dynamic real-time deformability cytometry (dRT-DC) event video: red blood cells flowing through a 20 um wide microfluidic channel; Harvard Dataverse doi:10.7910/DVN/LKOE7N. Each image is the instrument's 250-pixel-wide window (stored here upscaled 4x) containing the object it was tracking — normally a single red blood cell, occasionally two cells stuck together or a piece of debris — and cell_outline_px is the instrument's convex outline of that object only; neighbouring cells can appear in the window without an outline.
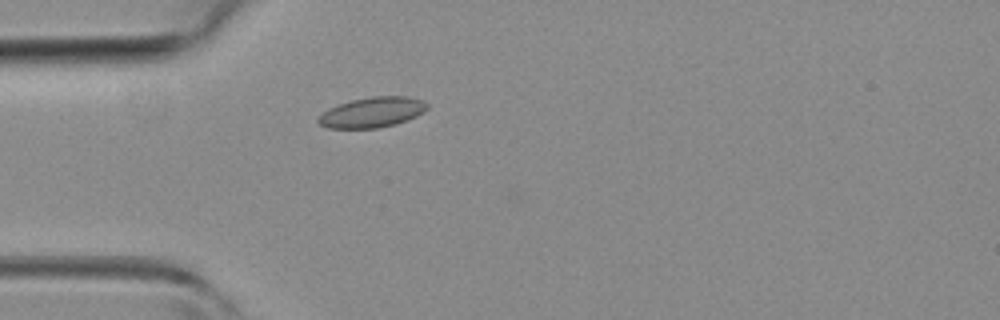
{"species": "common noctule bat (a hibernating species)", "species_latin": "Nyctalus noctula", "temperature_condition": "room temperature", "stored_images_in_passage": 32, "camera_frame_rate_fps": 3000, "um_per_image_px": 0.085, "animal": {"sex": "female", "body_mass_g": 19.3, "forearm_length_mm": 54.1}, "frame": {"image": 1, "passage_image": 8, "time_ms": 2.333, "image_size_px": [1000, 320], "cell_outline_px": [[428, 108], [424, 112], [408, 120], [396, 124], [376, 128], [328, 128], [320, 124], [316, 120], [316, 116], [328, 108], [352, 100], [372, 96], [408, 96], [424, 100], [428, 104]], "centroid_in_image_um": [31.64, 9.54], "position_along_channel_um": 53.4, "area_um2": 19.42}}
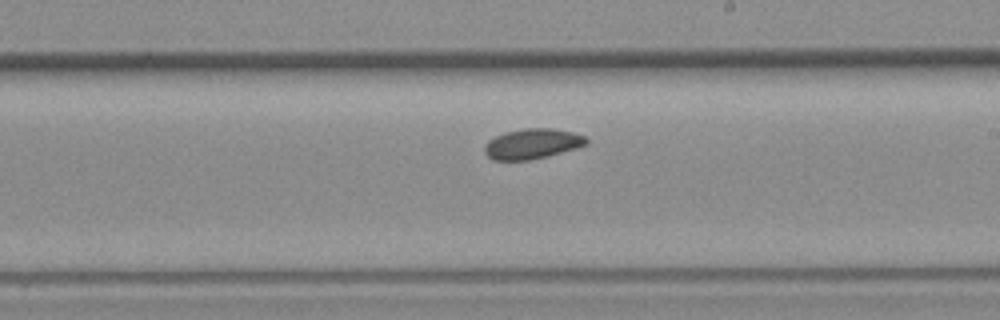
{"frame": {"image": 2, "passage_image": 21, "time_ms": 6.667, "image_size_px": [1000, 320], "cell_outline_px": [[588, 144], [576, 148], [548, 156], [528, 160], [492, 160], [484, 152], [484, 148], [488, 140], [496, 136], [508, 132], [524, 128], [552, 128], [572, 132], [584, 136], [588, 140]], "centroid_in_image_um": [45.25, 12.23], "position_along_channel_um": 243.8, "area_um2": 17.8}}
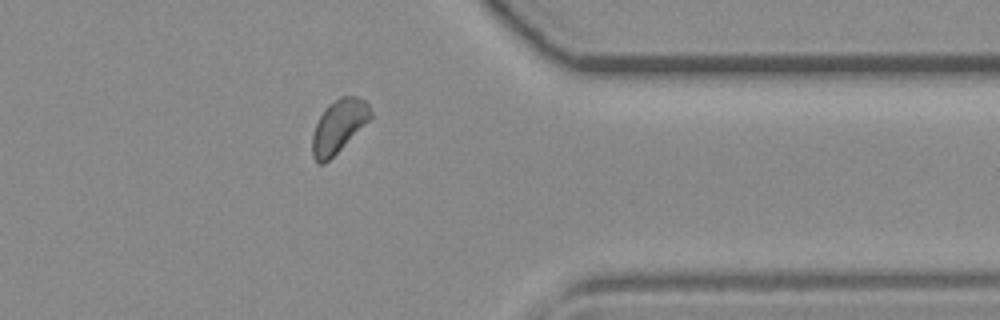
{"frame": {"image": 3, "passage_image": 31, "time_ms": 10.0, "image_size_px": [1000, 320], "cell_outline_px": [[372, 116], [324, 164], [316, 164], [312, 156], [312, 136], [316, 124], [320, 116], [328, 104], [340, 96], [356, 96], [364, 100], [368, 104], [372, 112]], "centroid_in_image_um": [28.75, 10.71], "position_along_channel_um": 382.7, "area_um2": 17.57}}